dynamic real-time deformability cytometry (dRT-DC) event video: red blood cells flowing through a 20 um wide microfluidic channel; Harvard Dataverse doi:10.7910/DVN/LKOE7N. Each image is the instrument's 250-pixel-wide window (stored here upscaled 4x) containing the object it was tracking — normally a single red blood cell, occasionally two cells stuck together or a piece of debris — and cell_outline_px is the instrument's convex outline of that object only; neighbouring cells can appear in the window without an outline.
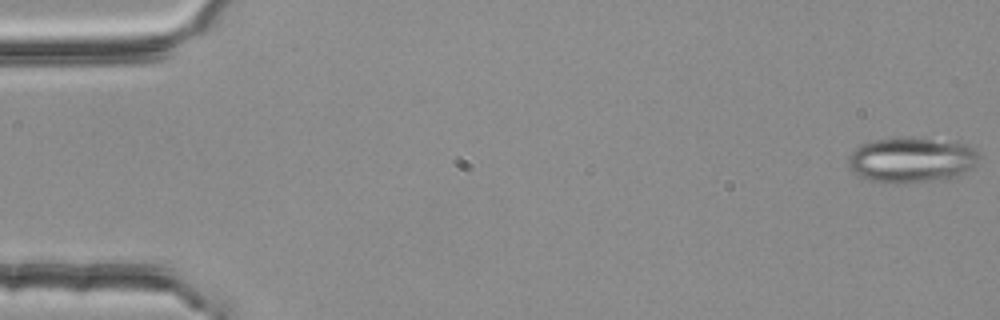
{"species": "common noctule bat (a hibernating species)", "species_latin": "Nyctalus noctula", "temperature_condition": "room temperature", "stored_images_in_passage": 26, "camera_frame_rate_fps": 3000, "um_per_image_px": 0.085, "animal": {"sex": "female", "body_mass_g": 25.1}, "frame": {"image": 1, "passage_image": 1, "time_ms": 0.0, "image_size_px": [1000, 320], "cell_outline_px": [[980, 160], [972, 168], [956, 176], [944, 180], [868, 180], [852, 172], [848, 164], [848, 156], [860, 144], [872, 140], [928, 140], [968, 144], [980, 152]], "centroid_in_image_um": [77.52, 13.59], "position_along_channel_um": 7.5, "area_um2": 33.0}}
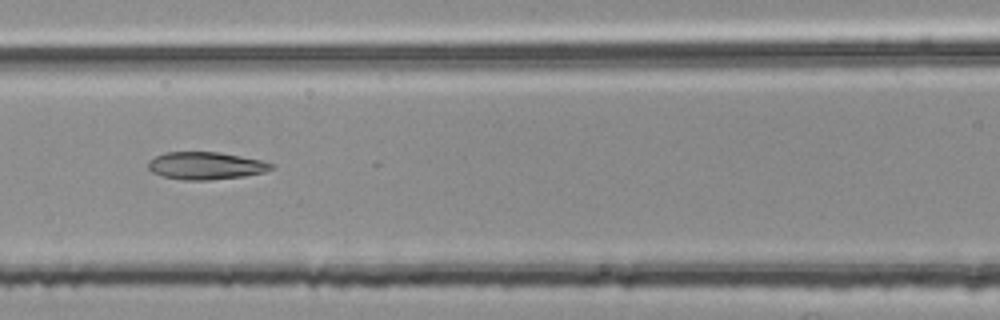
{"frame": {"image": 2, "passage_image": 24, "time_ms": 7.667, "image_size_px": [1000, 320], "cell_outline_px": [[276, 164], [272, 168], [264, 172], [244, 176], [208, 180], [184, 180], [164, 176], [152, 172], [148, 168], [148, 160], [164, 152], [220, 152], [264, 160]], "centroid_in_image_um": [17.51, 14.07], "position_along_channel_um": 149.1, "area_um2": 19.83}}